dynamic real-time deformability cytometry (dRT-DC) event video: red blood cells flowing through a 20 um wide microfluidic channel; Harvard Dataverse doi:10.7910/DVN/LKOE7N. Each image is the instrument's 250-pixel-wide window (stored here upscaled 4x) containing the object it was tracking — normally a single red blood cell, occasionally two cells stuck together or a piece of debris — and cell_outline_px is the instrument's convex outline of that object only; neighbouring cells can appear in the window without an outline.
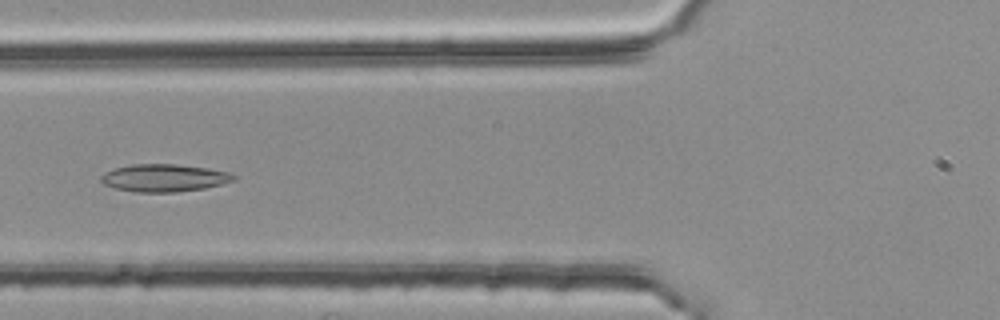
{"species": "common noctule bat (a hibernating species)", "species_latin": "Nyctalus noctula", "temperature_condition": "room temperature", "stored_images_in_passage": 36, "camera_frame_rate_fps": 3000, "um_per_image_px": 0.085, "animal": {"sex": "female", "body_mass_g": 25.1}, "frame": {"image": 1, "passage_image": 6, "time_ms": 1.667, "image_size_px": [1000, 320], "cell_outline_px": [[236, 180], [204, 188], [176, 192], [136, 192], [116, 188], [104, 184], [100, 180], [100, 176], [104, 172], [116, 168], [132, 164], [176, 164], [208, 168], [228, 172], [236, 176]], "centroid_in_image_um": [13.94, 15.12], "position_along_channel_um": 111.9, "area_um2": 21.21}}
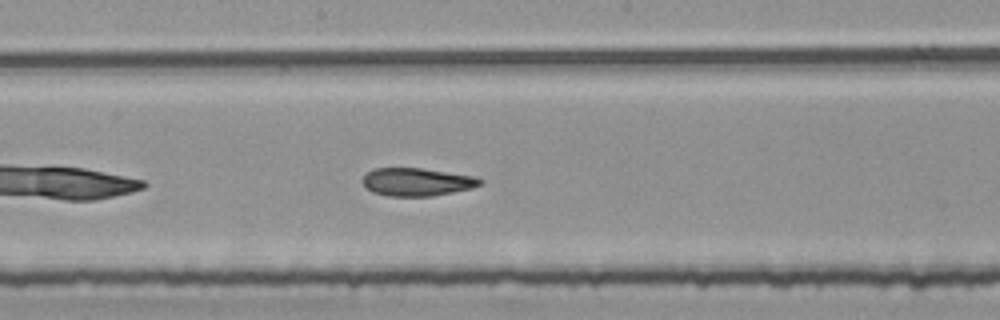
{"frame": {"image": 2, "passage_image": 14, "time_ms": 4.333, "image_size_px": [1000, 320], "cell_outline_px": [[484, 184], [472, 188], [432, 196], [388, 196], [372, 192], [364, 188], [360, 180], [372, 168], [420, 168], [476, 176], [484, 180]], "centroid_in_image_um": [35.42, 15.46], "position_along_channel_um": 212.8, "area_um2": 19.42}}
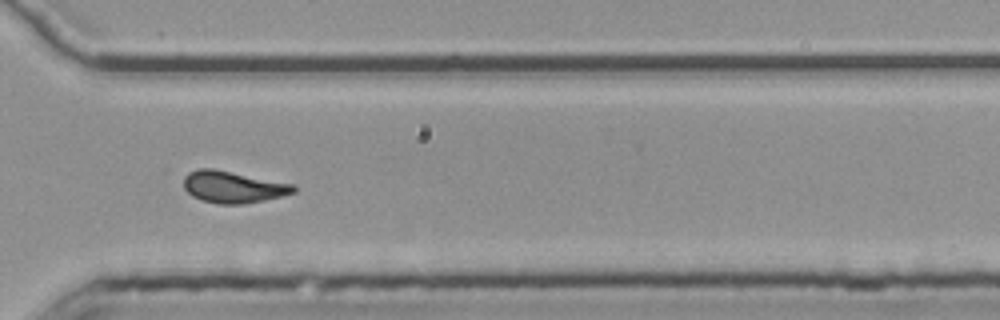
{"frame": {"image": 3, "passage_image": 25, "time_ms": 8.0, "image_size_px": [1000, 320], "cell_outline_px": [[296, 192], [264, 200], [240, 204], [216, 204], [200, 200], [192, 196], [184, 188], [184, 176], [188, 172], [200, 168], [212, 168], [296, 184]], "centroid_in_image_um": [19.81, 15.89], "position_along_channel_um": 350.8, "area_um2": 20.46}, "authors_computed_cell_mechanics": {"area_um2": 20.0855, "velocity_mm_per_s": 3.7818, "shape_relaxation_time_tau1_ms": null, "shape_relaxation_time_tau2_ms": 4.3033, "deformation_change_tau1": null, "deformation_change_tau2": 0.116}}